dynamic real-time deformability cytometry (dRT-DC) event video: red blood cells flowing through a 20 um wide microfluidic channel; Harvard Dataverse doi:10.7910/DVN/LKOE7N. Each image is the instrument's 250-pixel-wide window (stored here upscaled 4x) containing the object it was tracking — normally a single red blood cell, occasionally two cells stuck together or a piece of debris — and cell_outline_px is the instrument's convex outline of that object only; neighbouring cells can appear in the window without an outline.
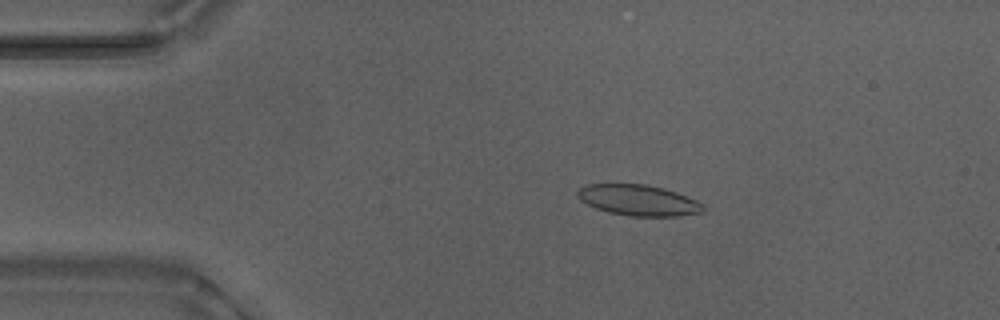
{"species": "Egyptian fruit bat (a non-hibernating species)", "species_latin": "Rousettus aegyptiacus", "temperature_condition": "warm", "stored_images_in_passage": 52, "camera_frame_rate_fps": 3000, "um_per_image_px": 0.085, "animal": {"sex": "male"}, "frame": {"image": 1, "passage_image": 9, "time_ms": 2.667, "image_size_px": [1000, 320], "cell_outline_px": [[704, 212], [680, 216], [632, 216], [608, 212], [596, 208], [580, 200], [576, 196], [576, 192], [584, 184], [644, 184], [664, 188], [676, 192], [696, 200], [704, 204]], "centroid_in_image_um": [54.26, 17.02], "position_along_channel_um": 30.7, "area_um2": 22.66}}
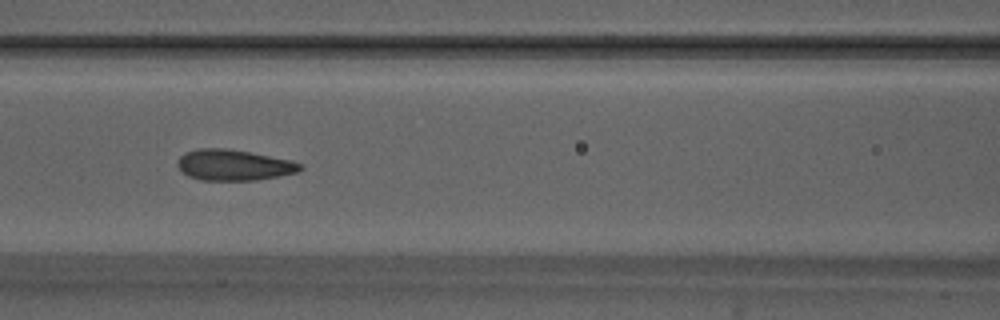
{"frame": {"image": 2, "passage_image": 22, "time_ms": 7.0, "image_size_px": [1000, 320], "cell_outline_px": [[304, 168], [300, 172], [256, 180], [200, 180], [188, 176], [176, 164], [180, 156], [184, 152], [196, 148], [228, 148], [292, 160], [300, 164]], "centroid_in_image_um": [19.87, 14.02], "position_along_channel_um": 146.7, "area_um2": 22.2}}
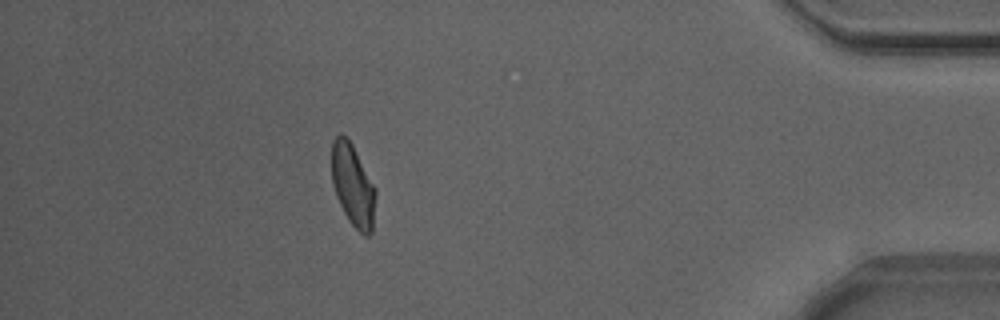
{"frame": {"image": 3, "passage_image": 46, "time_ms": 15.0, "image_size_px": [1000, 320], "cell_outline_px": [[376, 196], [372, 232], [368, 236], [364, 236], [348, 220], [336, 196], [332, 184], [332, 140], [340, 132], [352, 144], [376, 188]], "centroid_in_image_um": [30.0, 15.76], "position_along_channel_um": 405.2, "area_um2": 21.04}, "authors_computed_cell_mechanics": {"area_um2": 21.7328, "velocity_mm_per_s": 3.8639, "shape_relaxation_time_tau1_ms": 6.6833, "shape_relaxation_time_tau2_ms": 1.0107, "deformation_change_tau1": 0.1658, "deformation_change_tau2": 0.0655}}